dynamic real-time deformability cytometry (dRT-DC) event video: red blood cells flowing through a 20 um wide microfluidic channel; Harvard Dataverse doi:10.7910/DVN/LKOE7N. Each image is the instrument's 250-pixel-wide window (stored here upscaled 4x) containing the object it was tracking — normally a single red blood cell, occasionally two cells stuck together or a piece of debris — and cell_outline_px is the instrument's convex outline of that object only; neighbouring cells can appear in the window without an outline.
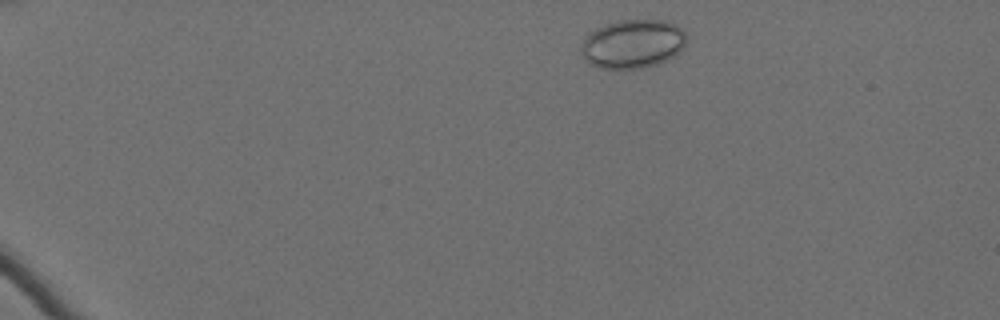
{"species": "Egyptian fruit bat (a non-hibernating species)", "species_latin": "Rousettus aegyptiacus", "temperature_condition": "cold", "stored_images_in_passage": 9, "camera_frame_rate_fps": 3000, "um_per_image_px": 0.085, "animal": {"sex": "female"}, "frame": {"image": 1, "passage_image": 1, "time_ms": 0.0, "image_size_px": [1000, 320], "cell_outline_px": [[684, 44], [680, 52], [676, 56], [656, 64], [640, 68], [604, 68], [592, 64], [580, 52], [580, 44], [596, 28], [604, 24], [620, 20], [664, 20], [676, 24], [684, 32]], "centroid_in_image_um": [53.79, 3.71], "position_along_channel_um": 31.2, "area_um2": 29.59}}